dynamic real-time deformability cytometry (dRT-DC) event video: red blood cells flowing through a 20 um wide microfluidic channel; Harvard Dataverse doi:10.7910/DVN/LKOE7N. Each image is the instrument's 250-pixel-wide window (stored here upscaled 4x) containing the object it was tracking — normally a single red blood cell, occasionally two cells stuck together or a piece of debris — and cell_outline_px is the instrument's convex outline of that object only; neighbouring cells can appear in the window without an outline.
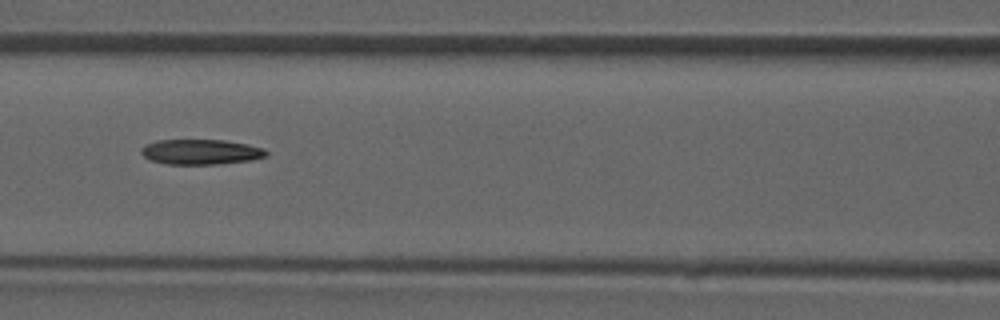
{"species": "common noctule bat (a hibernating species)", "species_latin": "Nyctalus noctula", "temperature_condition": "room temperature", "stored_images_in_passage": 48, "camera_frame_rate_fps": 3000, "um_per_image_px": 0.085, "animal": {"sex": "male", "forearm_length_mm": 52.5}, "frame": {"image": 1, "passage_image": 21, "time_ms": 6.667, "image_size_px": [1000, 320], "cell_outline_px": [[268, 156], [252, 160], [216, 164], [168, 164], [152, 160], [144, 156], [140, 152], [140, 148], [144, 144], [160, 140], [224, 140], [248, 144], [264, 148], [268, 152]], "centroid_in_image_um": [17.09, 12.9], "position_along_channel_um": 149.5, "area_um2": 18.38}}